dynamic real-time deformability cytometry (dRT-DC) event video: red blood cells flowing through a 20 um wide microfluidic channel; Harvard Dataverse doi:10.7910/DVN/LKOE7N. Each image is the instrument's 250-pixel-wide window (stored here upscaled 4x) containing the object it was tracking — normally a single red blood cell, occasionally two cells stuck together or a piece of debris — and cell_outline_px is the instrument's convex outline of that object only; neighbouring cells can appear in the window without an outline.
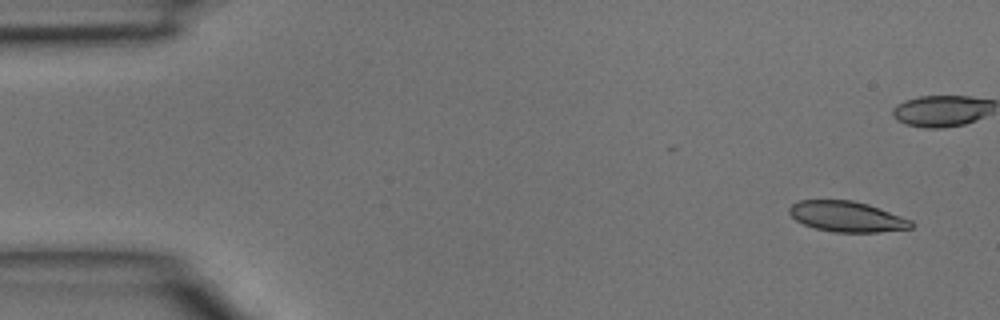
{"species": "common noctule bat (a hibernating species)", "species_latin": "Nyctalus noctula", "temperature_condition": "room temperature", "stored_images_in_passage": 4, "camera_frame_rate_fps": 3000, "um_per_image_px": 0.085, "animal": {"sex": "male", "body_mass_g": 15.6}, "frame": {"image": 1, "passage_image": 1, "time_ms": 0.0, "image_size_px": [1000, 320], "cell_outline_px": [[916, 224], [912, 228], [880, 232], [832, 232], [816, 228], [804, 224], [796, 220], [788, 212], [788, 208], [796, 200], [852, 200], [868, 204], [912, 220]], "centroid_in_image_um": [71.99, 18.41], "position_along_channel_um": 13.0, "area_um2": 21.79}}